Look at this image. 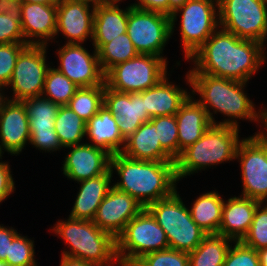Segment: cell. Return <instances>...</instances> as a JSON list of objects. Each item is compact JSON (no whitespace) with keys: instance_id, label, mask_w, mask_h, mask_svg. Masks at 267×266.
Instances as JSON below:
<instances>
[{"instance_id":"obj_29","label":"cell","mask_w":267,"mask_h":266,"mask_svg":"<svg viewBox=\"0 0 267 266\" xmlns=\"http://www.w3.org/2000/svg\"><path fill=\"white\" fill-rule=\"evenodd\" d=\"M224 201L216 190L201 194L189 209L191 218L207 234H218Z\"/></svg>"},{"instance_id":"obj_37","label":"cell","mask_w":267,"mask_h":266,"mask_svg":"<svg viewBox=\"0 0 267 266\" xmlns=\"http://www.w3.org/2000/svg\"><path fill=\"white\" fill-rule=\"evenodd\" d=\"M34 240L20 233L9 243V256L5 262L9 266H38L35 260Z\"/></svg>"},{"instance_id":"obj_25","label":"cell","mask_w":267,"mask_h":266,"mask_svg":"<svg viewBox=\"0 0 267 266\" xmlns=\"http://www.w3.org/2000/svg\"><path fill=\"white\" fill-rule=\"evenodd\" d=\"M178 128V157L187 147L200 139L212 125L206 110L192 95L175 115Z\"/></svg>"},{"instance_id":"obj_44","label":"cell","mask_w":267,"mask_h":266,"mask_svg":"<svg viewBox=\"0 0 267 266\" xmlns=\"http://www.w3.org/2000/svg\"><path fill=\"white\" fill-rule=\"evenodd\" d=\"M132 7L163 13L169 16V0H138L136 3H131Z\"/></svg>"},{"instance_id":"obj_36","label":"cell","mask_w":267,"mask_h":266,"mask_svg":"<svg viewBox=\"0 0 267 266\" xmlns=\"http://www.w3.org/2000/svg\"><path fill=\"white\" fill-rule=\"evenodd\" d=\"M10 43H26L19 11L15 7H0V44Z\"/></svg>"},{"instance_id":"obj_50","label":"cell","mask_w":267,"mask_h":266,"mask_svg":"<svg viewBox=\"0 0 267 266\" xmlns=\"http://www.w3.org/2000/svg\"><path fill=\"white\" fill-rule=\"evenodd\" d=\"M260 266H267V248L261 249L257 251Z\"/></svg>"},{"instance_id":"obj_27","label":"cell","mask_w":267,"mask_h":266,"mask_svg":"<svg viewBox=\"0 0 267 266\" xmlns=\"http://www.w3.org/2000/svg\"><path fill=\"white\" fill-rule=\"evenodd\" d=\"M125 157L134 160L175 162V160L161 147L155 124L149 120L144 122L125 141L121 152Z\"/></svg>"},{"instance_id":"obj_40","label":"cell","mask_w":267,"mask_h":266,"mask_svg":"<svg viewBox=\"0 0 267 266\" xmlns=\"http://www.w3.org/2000/svg\"><path fill=\"white\" fill-rule=\"evenodd\" d=\"M139 261L144 266H189V254L168 248L148 253Z\"/></svg>"},{"instance_id":"obj_28","label":"cell","mask_w":267,"mask_h":266,"mask_svg":"<svg viewBox=\"0 0 267 266\" xmlns=\"http://www.w3.org/2000/svg\"><path fill=\"white\" fill-rule=\"evenodd\" d=\"M112 172L78 182L80 186L69 217L92 221L109 190L113 187Z\"/></svg>"},{"instance_id":"obj_48","label":"cell","mask_w":267,"mask_h":266,"mask_svg":"<svg viewBox=\"0 0 267 266\" xmlns=\"http://www.w3.org/2000/svg\"><path fill=\"white\" fill-rule=\"evenodd\" d=\"M23 0H0V7H18Z\"/></svg>"},{"instance_id":"obj_2","label":"cell","mask_w":267,"mask_h":266,"mask_svg":"<svg viewBox=\"0 0 267 266\" xmlns=\"http://www.w3.org/2000/svg\"><path fill=\"white\" fill-rule=\"evenodd\" d=\"M185 79L187 84L189 83V86L192 87L191 95L194 96L196 93L200 96L197 101L206 110L212 124L240 128L239 122H237L239 119L258 124L261 122V108L259 107L260 110L256 111L254 102L244 91L247 86L246 82L188 72ZM212 110L214 113L211 112ZM218 112L227 116V119L220 122L215 120L214 114H218Z\"/></svg>"},{"instance_id":"obj_26","label":"cell","mask_w":267,"mask_h":266,"mask_svg":"<svg viewBox=\"0 0 267 266\" xmlns=\"http://www.w3.org/2000/svg\"><path fill=\"white\" fill-rule=\"evenodd\" d=\"M119 6L104 3L95 7L92 45L97 51L116 36L126 33L130 5L124 9Z\"/></svg>"},{"instance_id":"obj_42","label":"cell","mask_w":267,"mask_h":266,"mask_svg":"<svg viewBox=\"0 0 267 266\" xmlns=\"http://www.w3.org/2000/svg\"><path fill=\"white\" fill-rule=\"evenodd\" d=\"M15 181L11 174L9 162L0 160V204L15 191Z\"/></svg>"},{"instance_id":"obj_16","label":"cell","mask_w":267,"mask_h":266,"mask_svg":"<svg viewBox=\"0 0 267 266\" xmlns=\"http://www.w3.org/2000/svg\"><path fill=\"white\" fill-rule=\"evenodd\" d=\"M144 207L128 193L112 187L92 220L94 224L110 233L115 239L124 231L127 223Z\"/></svg>"},{"instance_id":"obj_18","label":"cell","mask_w":267,"mask_h":266,"mask_svg":"<svg viewBox=\"0 0 267 266\" xmlns=\"http://www.w3.org/2000/svg\"><path fill=\"white\" fill-rule=\"evenodd\" d=\"M26 107L21 101L5 99L0 106V154L19 155L30 141Z\"/></svg>"},{"instance_id":"obj_17","label":"cell","mask_w":267,"mask_h":266,"mask_svg":"<svg viewBox=\"0 0 267 266\" xmlns=\"http://www.w3.org/2000/svg\"><path fill=\"white\" fill-rule=\"evenodd\" d=\"M103 106L116 118L119 130L125 140L144 122L151 119L145 109L143 91L123 93L112 90L105 85Z\"/></svg>"},{"instance_id":"obj_34","label":"cell","mask_w":267,"mask_h":266,"mask_svg":"<svg viewBox=\"0 0 267 266\" xmlns=\"http://www.w3.org/2000/svg\"><path fill=\"white\" fill-rule=\"evenodd\" d=\"M79 87L52 66L48 69L42 96L60 106L67 105Z\"/></svg>"},{"instance_id":"obj_10","label":"cell","mask_w":267,"mask_h":266,"mask_svg":"<svg viewBox=\"0 0 267 266\" xmlns=\"http://www.w3.org/2000/svg\"><path fill=\"white\" fill-rule=\"evenodd\" d=\"M168 63L159 56L138 54L105 73V85L115 91L136 93L155 86L168 73Z\"/></svg>"},{"instance_id":"obj_43","label":"cell","mask_w":267,"mask_h":266,"mask_svg":"<svg viewBox=\"0 0 267 266\" xmlns=\"http://www.w3.org/2000/svg\"><path fill=\"white\" fill-rule=\"evenodd\" d=\"M19 233L13 227H5L3 224L0 225V261L5 262L7 256H9V243Z\"/></svg>"},{"instance_id":"obj_33","label":"cell","mask_w":267,"mask_h":266,"mask_svg":"<svg viewBox=\"0 0 267 266\" xmlns=\"http://www.w3.org/2000/svg\"><path fill=\"white\" fill-rule=\"evenodd\" d=\"M104 91L105 85L80 87L67 106L87 122L103 106Z\"/></svg>"},{"instance_id":"obj_47","label":"cell","mask_w":267,"mask_h":266,"mask_svg":"<svg viewBox=\"0 0 267 266\" xmlns=\"http://www.w3.org/2000/svg\"><path fill=\"white\" fill-rule=\"evenodd\" d=\"M188 0H169V16L183 6Z\"/></svg>"},{"instance_id":"obj_30","label":"cell","mask_w":267,"mask_h":266,"mask_svg":"<svg viewBox=\"0 0 267 266\" xmlns=\"http://www.w3.org/2000/svg\"><path fill=\"white\" fill-rule=\"evenodd\" d=\"M231 243H234L233 239L219 234H207L202 242L188 253L189 266H223Z\"/></svg>"},{"instance_id":"obj_38","label":"cell","mask_w":267,"mask_h":266,"mask_svg":"<svg viewBox=\"0 0 267 266\" xmlns=\"http://www.w3.org/2000/svg\"><path fill=\"white\" fill-rule=\"evenodd\" d=\"M241 241L245 245L257 251L267 248V204L266 203L264 204L262 202L257 206L250 229Z\"/></svg>"},{"instance_id":"obj_49","label":"cell","mask_w":267,"mask_h":266,"mask_svg":"<svg viewBox=\"0 0 267 266\" xmlns=\"http://www.w3.org/2000/svg\"><path fill=\"white\" fill-rule=\"evenodd\" d=\"M116 266H144L139 260H118Z\"/></svg>"},{"instance_id":"obj_6","label":"cell","mask_w":267,"mask_h":266,"mask_svg":"<svg viewBox=\"0 0 267 266\" xmlns=\"http://www.w3.org/2000/svg\"><path fill=\"white\" fill-rule=\"evenodd\" d=\"M147 209L163 228L171 249L189 253L207 235L191 218L177 190L169 197L150 204Z\"/></svg>"},{"instance_id":"obj_54","label":"cell","mask_w":267,"mask_h":266,"mask_svg":"<svg viewBox=\"0 0 267 266\" xmlns=\"http://www.w3.org/2000/svg\"><path fill=\"white\" fill-rule=\"evenodd\" d=\"M123 0H104V3H113V4H119L120 2H122Z\"/></svg>"},{"instance_id":"obj_35","label":"cell","mask_w":267,"mask_h":266,"mask_svg":"<svg viewBox=\"0 0 267 266\" xmlns=\"http://www.w3.org/2000/svg\"><path fill=\"white\" fill-rule=\"evenodd\" d=\"M156 126L161 147L174 159L178 158V128L175 115L150 119Z\"/></svg>"},{"instance_id":"obj_1","label":"cell","mask_w":267,"mask_h":266,"mask_svg":"<svg viewBox=\"0 0 267 266\" xmlns=\"http://www.w3.org/2000/svg\"><path fill=\"white\" fill-rule=\"evenodd\" d=\"M264 47L262 43L240 39L219 27L188 59L195 64L188 73H202L247 83L261 64L266 62Z\"/></svg>"},{"instance_id":"obj_45","label":"cell","mask_w":267,"mask_h":266,"mask_svg":"<svg viewBox=\"0 0 267 266\" xmlns=\"http://www.w3.org/2000/svg\"><path fill=\"white\" fill-rule=\"evenodd\" d=\"M60 266H97L93 263L61 255Z\"/></svg>"},{"instance_id":"obj_21","label":"cell","mask_w":267,"mask_h":266,"mask_svg":"<svg viewBox=\"0 0 267 266\" xmlns=\"http://www.w3.org/2000/svg\"><path fill=\"white\" fill-rule=\"evenodd\" d=\"M24 40L28 45H45L53 42L56 34L57 5L22 2L16 7Z\"/></svg>"},{"instance_id":"obj_51","label":"cell","mask_w":267,"mask_h":266,"mask_svg":"<svg viewBox=\"0 0 267 266\" xmlns=\"http://www.w3.org/2000/svg\"><path fill=\"white\" fill-rule=\"evenodd\" d=\"M68 1L83 2L92 5L93 7H97L98 5L104 4V0H68Z\"/></svg>"},{"instance_id":"obj_8","label":"cell","mask_w":267,"mask_h":266,"mask_svg":"<svg viewBox=\"0 0 267 266\" xmlns=\"http://www.w3.org/2000/svg\"><path fill=\"white\" fill-rule=\"evenodd\" d=\"M219 27L240 39L264 45L267 39L266 0H218Z\"/></svg>"},{"instance_id":"obj_14","label":"cell","mask_w":267,"mask_h":266,"mask_svg":"<svg viewBox=\"0 0 267 266\" xmlns=\"http://www.w3.org/2000/svg\"><path fill=\"white\" fill-rule=\"evenodd\" d=\"M93 51L90 54L82 43H65L57 51L60 65L56 69L79 88L105 85V73L100 66L98 51L95 48Z\"/></svg>"},{"instance_id":"obj_15","label":"cell","mask_w":267,"mask_h":266,"mask_svg":"<svg viewBox=\"0 0 267 266\" xmlns=\"http://www.w3.org/2000/svg\"><path fill=\"white\" fill-rule=\"evenodd\" d=\"M28 114L30 141L38 150L56 152L62 150L58 135L54 130L55 119L60 105L53 103L44 96L22 101ZM60 149V150H59Z\"/></svg>"},{"instance_id":"obj_32","label":"cell","mask_w":267,"mask_h":266,"mask_svg":"<svg viewBox=\"0 0 267 266\" xmlns=\"http://www.w3.org/2000/svg\"><path fill=\"white\" fill-rule=\"evenodd\" d=\"M138 54L129 35L124 33L106 43L98 51V58L101 69L106 73L116 64L128 61Z\"/></svg>"},{"instance_id":"obj_31","label":"cell","mask_w":267,"mask_h":266,"mask_svg":"<svg viewBox=\"0 0 267 266\" xmlns=\"http://www.w3.org/2000/svg\"><path fill=\"white\" fill-rule=\"evenodd\" d=\"M85 129L86 121L80 118L67 105L59 107L54 130L64 149L68 146L82 144L81 141L84 140Z\"/></svg>"},{"instance_id":"obj_11","label":"cell","mask_w":267,"mask_h":266,"mask_svg":"<svg viewBox=\"0 0 267 266\" xmlns=\"http://www.w3.org/2000/svg\"><path fill=\"white\" fill-rule=\"evenodd\" d=\"M126 33L139 54L163 57V50L171 38L170 16L132 7L128 12Z\"/></svg>"},{"instance_id":"obj_53","label":"cell","mask_w":267,"mask_h":266,"mask_svg":"<svg viewBox=\"0 0 267 266\" xmlns=\"http://www.w3.org/2000/svg\"><path fill=\"white\" fill-rule=\"evenodd\" d=\"M4 90L0 87V106L1 103L5 100V93L3 92Z\"/></svg>"},{"instance_id":"obj_5","label":"cell","mask_w":267,"mask_h":266,"mask_svg":"<svg viewBox=\"0 0 267 266\" xmlns=\"http://www.w3.org/2000/svg\"><path fill=\"white\" fill-rule=\"evenodd\" d=\"M239 131L237 127L212 124L175 160L178 181L207 167L236 160L237 147L242 140Z\"/></svg>"},{"instance_id":"obj_9","label":"cell","mask_w":267,"mask_h":266,"mask_svg":"<svg viewBox=\"0 0 267 266\" xmlns=\"http://www.w3.org/2000/svg\"><path fill=\"white\" fill-rule=\"evenodd\" d=\"M169 248L163 228L147 208H143L116 238L117 260H139L144 255Z\"/></svg>"},{"instance_id":"obj_4","label":"cell","mask_w":267,"mask_h":266,"mask_svg":"<svg viewBox=\"0 0 267 266\" xmlns=\"http://www.w3.org/2000/svg\"><path fill=\"white\" fill-rule=\"evenodd\" d=\"M51 231L69 245V251L64 250L61 255L97 266L117 265L116 239L93 221L68 217L65 221L58 220Z\"/></svg>"},{"instance_id":"obj_24","label":"cell","mask_w":267,"mask_h":266,"mask_svg":"<svg viewBox=\"0 0 267 266\" xmlns=\"http://www.w3.org/2000/svg\"><path fill=\"white\" fill-rule=\"evenodd\" d=\"M166 75L155 86L143 91L145 109L150 118L176 115L182 104L191 95L187 89L169 82Z\"/></svg>"},{"instance_id":"obj_55","label":"cell","mask_w":267,"mask_h":266,"mask_svg":"<svg viewBox=\"0 0 267 266\" xmlns=\"http://www.w3.org/2000/svg\"><path fill=\"white\" fill-rule=\"evenodd\" d=\"M0 266H9L6 262L0 261Z\"/></svg>"},{"instance_id":"obj_52","label":"cell","mask_w":267,"mask_h":266,"mask_svg":"<svg viewBox=\"0 0 267 266\" xmlns=\"http://www.w3.org/2000/svg\"><path fill=\"white\" fill-rule=\"evenodd\" d=\"M23 1L29 3L46 4V5H57L58 3V0H23Z\"/></svg>"},{"instance_id":"obj_20","label":"cell","mask_w":267,"mask_h":266,"mask_svg":"<svg viewBox=\"0 0 267 266\" xmlns=\"http://www.w3.org/2000/svg\"><path fill=\"white\" fill-rule=\"evenodd\" d=\"M70 152L63 161V174L73 181H83L110 171L111 155L89 143L68 146Z\"/></svg>"},{"instance_id":"obj_3","label":"cell","mask_w":267,"mask_h":266,"mask_svg":"<svg viewBox=\"0 0 267 266\" xmlns=\"http://www.w3.org/2000/svg\"><path fill=\"white\" fill-rule=\"evenodd\" d=\"M113 170L120 178L113 187L128 193L144 208L177 190L175 162L134 160L117 153L111 156L110 171Z\"/></svg>"},{"instance_id":"obj_23","label":"cell","mask_w":267,"mask_h":266,"mask_svg":"<svg viewBox=\"0 0 267 266\" xmlns=\"http://www.w3.org/2000/svg\"><path fill=\"white\" fill-rule=\"evenodd\" d=\"M85 136L91 140L89 144L111 156L121 153L126 141L122 137L116 118L105 106L86 122Z\"/></svg>"},{"instance_id":"obj_22","label":"cell","mask_w":267,"mask_h":266,"mask_svg":"<svg viewBox=\"0 0 267 266\" xmlns=\"http://www.w3.org/2000/svg\"><path fill=\"white\" fill-rule=\"evenodd\" d=\"M261 202L243 196L230 197L224 201L219 235L241 241L248 233L254 213Z\"/></svg>"},{"instance_id":"obj_39","label":"cell","mask_w":267,"mask_h":266,"mask_svg":"<svg viewBox=\"0 0 267 266\" xmlns=\"http://www.w3.org/2000/svg\"><path fill=\"white\" fill-rule=\"evenodd\" d=\"M27 43L0 44V87L4 90L9 84L19 54Z\"/></svg>"},{"instance_id":"obj_7","label":"cell","mask_w":267,"mask_h":266,"mask_svg":"<svg viewBox=\"0 0 267 266\" xmlns=\"http://www.w3.org/2000/svg\"><path fill=\"white\" fill-rule=\"evenodd\" d=\"M178 15L184 58L188 60L219 28L218 0H188L170 16L171 34Z\"/></svg>"},{"instance_id":"obj_19","label":"cell","mask_w":267,"mask_h":266,"mask_svg":"<svg viewBox=\"0 0 267 266\" xmlns=\"http://www.w3.org/2000/svg\"><path fill=\"white\" fill-rule=\"evenodd\" d=\"M95 7L83 2L58 0L56 34H62L67 44H82L93 37Z\"/></svg>"},{"instance_id":"obj_46","label":"cell","mask_w":267,"mask_h":266,"mask_svg":"<svg viewBox=\"0 0 267 266\" xmlns=\"http://www.w3.org/2000/svg\"><path fill=\"white\" fill-rule=\"evenodd\" d=\"M262 114H261V125L260 128L263 127L265 129L261 131H257L266 141H267V108H261Z\"/></svg>"},{"instance_id":"obj_13","label":"cell","mask_w":267,"mask_h":266,"mask_svg":"<svg viewBox=\"0 0 267 266\" xmlns=\"http://www.w3.org/2000/svg\"><path fill=\"white\" fill-rule=\"evenodd\" d=\"M47 46L28 45L18 56L12 78L7 85L11 87L13 95L5 96L11 101H23L25 99L42 96L44 83L48 69Z\"/></svg>"},{"instance_id":"obj_12","label":"cell","mask_w":267,"mask_h":266,"mask_svg":"<svg viewBox=\"0 0 267 266\" xmlns=\"http://www.w3.org/2000/svg\"><path fill=\"white\" fill-rule=\"evenodd\" d=\"M240 162L243 191L240 196L267 201V141L257 132L242 138L236 158Z\"/></svg>"},{"instance_id":"obj_41","label":"cell","mask_w":267,"mask_h":266,"mask_svg":"<svg viewBox=\"0 0 267 266\" xmlns=\"http://www.w3.org/2000/svg\"><path fill=\"white\" fill-rule=\"evenodd\" d=\"M234 244H231L223 266H260L257 250L242 241H234Z\"/></svg>"}]
</instances>
